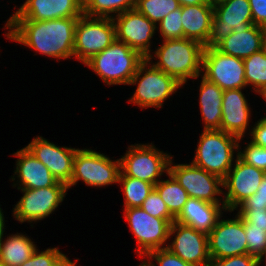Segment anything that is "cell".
<instances>
[{
	"label": "cell",
	"instance_id": "obj_1",
	"mask_svg": "<svg viewBox=\"0 0 266 266\" xmlns=\"http://www.w3.org/2000/svg\"><path fill=\"white\" fill-rule=\"evenodd\" d=\"M79 17L46 21L9 20L7 26L16 27L8 37L28 45L42 54L68 58L73 55L75 28Z\"/></svg>",
	"mask_w": 266,
	"mask_h": 266
},
{
	"label": "cell",
	"instance_id": "obj_2",
	"mask_svg": "<svg viewBox=\"0 0 266 266\" xmlns=\"http://www.w3.org/2000/svg\"><path fill=\"white\" fill-rule=\"evenodd\" d=\"M148 60L125 43L115 40L102 52L85 62L107 84H133Z\"/></svg>",
	"mask_w": 266,
	"mask_h": 266
},
{
	"label": "cell",
	"instance_id": "obj_3",
	"mask_svg": "<svg viewBox=\"0 0 266 266\" xmlns=\"http://www.w3.org/2000/svg\"><path fill=\"white\" fill-rule=\"evenodd\" d=\"M204 49L203 44L193 39L165 40V44L156 52L160 62L154 67L183 84L187 77L196 78L199 75Z\"/></svg>",
	"mask_w": 266,
	"mask_h": 266
},
{
	"label": "cell",
	"instance_id": "obj_4",
	"mask_svg": "<svg viewBox=\"0 0 266 266\" xmlns=\"http://www.w3.org/2000/svg\"><path fill=\"white\" fill-rule=\"evenodd\" d=\"M233 137L239 139L222 130H204L193 164L224 179L231 171L232 148L238 146Z\"/></svg>",
	"mask_w": 266,
	"mask_h": 266
},
{
	"label": "cell",
	"instance_id": "obj_5",
	"mask_svg": "<svg viewBox=\"0 0 266 266\" xmlns=\"http://www.w3.org/2000/svg\"><path fill=\"white\" fill-rule=\"evenodd\" d=\"M88 16H80L76 22L73 55L84 63L102 52L116 40L114 19L100 17L90 22Z\"/></svg>",
	"mask_w": 266,
	"mask_h": 266
},
{
	"label": "cell",
	"instance_id": "obj_6",
	"mask_svg": "<svg viewBox=\"0 0 266 266\" xmlns=\"http://www.w3.org/2000/svg\"><path fill=\"white\" fill-rule=\"evenodd\" d=\"M218 5L214 6L211 35L205 47H215L230 33L243 32L253 25L249 0H227Z\"/></svg>",
	"mask_w": 266,
	"mask_h": 266
},
{
	"label": "cell",
	"instance_id": "obj_7",
	"mask_svg": "<svg viewBox=\"0 0 266 266\" xmlns=\"http://www.w3.org/2000/svg\"><path fill=\"white\" fill-rule=\"evenodd\" d=\"M202 65L206 71L203 77L223 91L246 85L243 59L224 54L215 47H205Z\"/></svg>",
	"mask_w": 266,
	"mask_h": 266
},
{
	"label": "cell",
	"instance_id": "obj_8",
	"mask_svg": "<svg viewBox=\"0 0 266 266\" xmlns=\"http://www.w3.org/2000/svg\"><path fill=\"white\" fill-rule=\"evenodd\" d=\"M116 162L117 165L104 155L90 150H77L74 158L73 175L68 188L79 179H83L86 184L93 186L119 182L120 161Z\"/></svg>",
	"mask_w": 266,
	"mask_h": 266
},
{
	"label": "cell",
	"instance_id": "obj_9",
	"mask_svg": "<svg viewBox=\"0 0 266 266\" xmlns=\"http://www.w3.org/2000/svg\"><path fill=\"white\" fill-rule=\"evenodd\" d=\"M126 219L130 223L131 231L135 234L141 254H148L153 250L160 249L166 239H168L171 223L163 218H155L146 213L140 207L125 209Z\"/></svg>",
	"mask_w": 266,
	"mask_h": 266
},
{
	"label": "cell",
	"instance_id": "obj_10",
	"mask_svg": "<svg viewBox=\"0 0 266 266\" xmlns=\"http://www.w3.org/2000/svg\"><path fill=\"white\" fill-rule=\"evenodd\" d=\"M211 260L247 254L246 235L243 219L217 222L208 234Z\"/></svg>",
	"mask_w": 266,
	"mask_h": 266
},
{
	"label": "cell",
	"instance_id": "obj_11",
	"mask_svg": "<svg viewBox=\"0 0 266 266\" xmlns=\"http://www.w3.org/2000/svg\"><path fill=\"white\" fill-rule=\"evenodd\" d=\"M167 172L185 189L190 198L218 204L213 196L220 194L217 184L223 185L221 177L206 172L194 164L175 165L168 168Z\"/></svg>",
	"mask_w": 266,
	"mask_h": 266
},
{
	"label": "cell",
	"instance_id": "obj_12",
	"mask_svg": "<svg viewBox=\"0 0 266 266\" xmlns=\"http://www.w3.org/2000/svg\"><path fill=\"white\" fill-rule=\"evenodd\" d=\"M67 188V185L58 182L55 186L46 188L22 189L25 195L17 204L14 215L21 222L46 217L63 200Z\"/></svg>",
	"mask_w": 266,
	"mask_h": 266
},
{
	"label": "cell",
	"instance_id": "obj_13",
	"mask_svg": "<svg viewBox=\"0 0 266 266\" xmlns=\"http://www.w3.org/2000/svg\"><path fill=\"white\" fill-rule=\"evenodd\" d=\"M177 228L179 230L176 239L172 246L167 247V249L186 263L194 266H200V264L209 266L211 259L209 256L208 234L174 221L171 224L169 235L173 234Z\"/></svg>",
	"mask_w": 266,
	"mask_h": 266
},
{
	"label": "cell",
	"instance_id": "obj_14",
	"mask_svg": "<svg viewBox=\"0 0 266 266\" xmlns=\"http://www.w3.org/2000/svg\"><path fill=\"white\" fill-rule=\"evenodd\" d=\"M169 156L156 152L152 146H138L121 158L120 168L124 169V175L140 179L156 185L155 177L161 175L170 163Z\"/></svg>",
	"mask_w": 266,
	"mask_h": 266
},
{
	"label": "cell",
	"instance_id": "obj_15",
	"mask_svg": "<svg viewBox=\"0 0 266 266\" xmlns=\"http://www.w3.org/2000/svg\"><path fill=\"white\" fill-rule=\"evenodd\" d=\"M118 16V23L115 24L116 40L120 42L122 39L123 43L150 60L147 43L154 32V23L135 8L119 13Z\"/></svg>",
	"mask_w": 266,
	"mask_h": 266
},
{
	"label": "cell",
	"instance_id": "obj_16",
	"mask_svg": "<svg viewBox=\"0 0 266 266\" xmlns=\"http://www.w3.org/2000/svg\"><path fill=\"white\" fill-rule=\"evenodd\" d=\"M265 174L264 171L243 162L238 157L233 174L230 175L229 172L223 179L224 187L229 189L224 201L225 209L233 210L238 204L255 194Z\"/></svg>",
	"mask_w": 266,
	"mask_h": 266
},
{
	"label": "cell",
	"instance_id": "obj_17",
	"mask_svg": "<svg viewBox=\"0 0 266 266\" xmlns=\"http://www.w3.org/2000/svg\"><path fill=\"white\" fill-rule=\"evenodd\" d=\"M38 138L34 139L26 148L50 170L58 182L68 186L73 175L77 149H60L41 137Z\"/></svg>",
	"mask_w": 266,
	"mask_h": 266
},
{
	"label": "cell",
	"instance_id": "obj_18",
	"mask_svg": "<svg viewBox=\"0 0 266 266\" xmlns=\"http://www.w3.org/2000/svg\"><path fill=\"white\" fill-rule=\"evenodd\" d=\"M83 0H27L9 20L46 21L80 17Z\"/></svg>",
	"mask_w": 266,
	"mask_h": 266
},
{
	"label": "cell",
	"instance_id": "obj_19",
	"mask_svg": "<svg viewBox=\"0 0 266 266\" xmlns=\"http://www.w3.org/2000/svg\"><path fill=\"white\" fill-rule=\"evenodd\" d=\"M181 83L174 77L152 66L142 77L138 88L131 99L140 106H157L160 107L164 101Z\"/></svg>",
	"mask_w": 266,
	"mask_h": 266
},
{
	"label": "cell",
	"instance_id": "obj_20",
	"mask_svg": "<svg viewBox=\"0 0 266 266\" xmlns=\"http://www.w3.org/2000/svg\"><path fill=\"white\" fill-rule=\"evenodd\" d=\"M180 7L184 38L196 40L205 46L211 35L214 7L208 1Z\"/></svg>",
	"mask_w": 266,
	"mask_h": 266
},
{
	"label": "cell",
	"instance_id": "obj_21",
	"mask_svg": "<svg viewBox=\"0 0 266 266\" xmlns=\"http://www.w3.org/2000/svg\"><path fill=\"white\" fill-rule=\"evenodd\" d=\"M249 115L246 100L240 89L224 90L220 130L241 139Z\"/></svg>",
	"mask_w": 266,
	"mask_h": 266
},
{
	"label": "cell",
	"instance_id": "obj_22",
	"mask_svg": "<svg viewBox=\"0 0 266 266\" xmlns=\"http://www.w3.org/2000/svg\"><path fill=\"white\" fill-rule=\"evenodd\" d=\"M265 28L251 25L243 32H232L215 48L220 52L240 59H245L263 49Z\"/></svg>",
	"mask_w": 266,
	"mask_h": 266
},
{
	"label": "cell",
	"instance_id": "obj_23",
	"mask_svg": "<svg viewBox=\"0 0 266 266\" xmlns=\"http://www.w3.org/2000/svg\"><path fill=\"white\" fill-rule=\"evenodd\" d=\"M219 207V204L189 198L175 221L209 234L216 226Z\"/></svg>",
	"mask_w": 266,
	"mask_h": 266
},
{
	"label": "cell",
	"instance_id": "obj_24",
	"mask_svg": "<svg viewBox=\"0 0 266 266\" xmlns=\"http://www.w3.org/2000/svg\"><path fill=\"white\" fill-rule=\"evenodd\" d=\"M17 171L22 179L23 189H38L55 186L58 181L53 177L50 170L39 161L27 148L17 152Z\"/></svg>",
	"mask_w": 266,
	"mask_h": 266
},
{
	"label": "cell",
	"instance_id": "obj_25",
	"mask_svg": "<svg viewBox=\"0 0 266 266\" xmlns=\"http://www.w3.org/2000/svg\"><path fill=\"white\" fill-rule=\"evenodd\" d=\"M224 91L215 83L203 77L201 83V111L205 120V130H220Z\"/></svg>",
	"mask_w": 266,
	"mask_h": 266
},
{
	"label": "cell",
	"instance_id": "obj_26",
	"mask_svg": "<svg viewBox=\"0 0 266 266\" xmlns=\"http://www.w3.org/2000/svg\"><path fill=\"white\" fill-rule=\"evenodd\" d=\"M3 230L0 234V261L5 266H21L36 250L33 243L24 236L9 237L5 244L1 243Z\"/></svg>",
	"mask_w": 266,
	"mask_h": 266
},
{
	"label": "cell",
	"instance_id": "obj_27",
	"mask_svg": "<svg viewBox=\"0 0 266 266\" xmlns=\"http://www.w3.org/2000/svg\"><path fill=\"white\" fill-rule=\"evenodd\" d=\"M169 176L172 181L159 182L154 186V189L166 204L170 214L176 218L190 197L176 179L170 174Z\"/></svg>",
	"mask_w": 266,
	"mask_h": 266
},
{
	"label": "cell",
	"instance_id": "obj_28",
	"mask_svg": "<svg viewBox=\"0 0 266 266\" xmlns=\"http://www.w3.org/2000/svg\"><path fill=\"white\" fill-rule=\"evenodd\" d=\"M118 181L123 182L126 208L140 207L154 190V184L119 174Z\"/></svg>",
	"mask_w": 266,
	"mask_h": 266
},
{
	"label": "cell",
	"instance_id": "obj_29",
	"mask_svg": "<svg viewBox=\"0 0 266 266\" xmlns=\"http://www.w3.org/2000/svg\"><path fill=\"white\" fill-rule=\"evenodd\" d=\"M246 84L253 83L262 95L266 91V53L262 49L243 59Z\"/></svg>",
	"mask_w": 266,
	"mask_h": 266
},
{
	"label": "cell",
	"instance_id": "obj_30",
	"mask_svg": "<svg viewBox=\"0 0 266 266\" xmlns=\"http://www.w3.org/2000/svg\"><path fill=\"white\" fill-rule=\"evenodd\" d=\"M180 8L178 0H136L135 9L154 24Z\"/></svg>",
	"mask_w": 266,
	"mask_h": 266
},
{
	"label": "cell",
	"instance_id": "obj_31",
	"mask_svg": "<svg viewBox=\"0 0 266 266\" xmlns=\"http://www.w3.org/2000/svg\"><path fill=\"white\" fill-rule=\"evenodd\" d=\"M136 0H83V13L86 16L100 14L107 17L110 12H125L135 8ZM131 8V9H130Z\"/></svg>",
	"mask_w": 266,
	"mask_h": 266
},
{
	"label": "cell",
	"instance_id": "obj_32",
	"mask_svg": "<svg viewBox=\"0 0 266 266\" xmlns=\"http://www.w3.org/2000/svg\"><path fill=\"white\" fill-rule=\"evenodd\" d=\"M247 242V254L257 257L260 261L266 253V231L263 228L251 227L243 220Z\"/></svg>",
	"mask_w": 266,
	"mask_h": 266
},
{
	"label": "cell",
	"instance_id": "obj_33",
	"mask_svg": "<svg viewBox=\"0 0 266 266\" xmlns=\"http://www.w3.org/2000/svg\"><path fill=\"white\" fill-rule=\"evenodd\" d=\"M36 252L35 250L32 256L21 266H65L70 261L57 248L47 249L40 254Z\"/></svg>",
	"mask_w": 266,
	"mask_h": 266
},
{
	"label": "cell",
	"instance_id": "obj_34",
	"mask_svg": "<svg viewBox=\"0 0 266 266\" xmlns=\"http://www.w3.org/2000/svg\"><path fill=\"white\" fill-rule=\"evenodd\" d=\"M160 29L165 40L183 39L184 31L181 22V7L170 12L160 21Z\"/></svg>",
	"mask_w": 266,
	"mask_h": 266
},
{
	"label": "cell",
	"instance_id": "obj_35",
	"mask_svg": "<svg viewBox=\"0 0 266 266\" xmlns=\"http://www.w3.org/2000/svg\"><path fill=\"white\" fill-rule=\"evenodd\" d=\"M140 208L155 218L168 220L171 224L175 221V218L170 214L166 204L155 189L144 200Z\"/></svg>",
	"mask_w": 266,
	"mask_h": 266
},
{
	"label": "cell",
	"instance_id": "obj_36",
	"mask_svg": "<svg viewBox=\"0 0 266 266\" xmlns=\"http://www.w3.org/2000/svg\"><path fill=\"white\" fill-rule=\"evenodd\" d=\"M238 157L245 163L250 164L266 173V148L254 145L252 142L246 148L244 154Z\"/></svg>",
	"mask_w": 266,
	"mask_h": 266
},
{
	"label": "cell",
	"instance_id": "obj_37",
	"mask_svg": "<svg viewBox=\"0 0 266 266\" xmlns=\"http://www.w3.org/2000/svg\"><path fill=\"white\" fill-rule=\"evenodd\" d=\"M241 210H266V174L259 189L241 204Z\"/></svg>",
	"mask_w": 266,
	"mask_h": 266
},
{
	"label": "cell",
	"instance_id": "obj_38",
	"mask_svg": "<svg viewBox=\"0 0 266 266\" xmlns=\"http://www.w3.org/2000/svg\"><path fill=\"white\" fill-rule=\"evenodd\" d=\"M213 261H215L213 263ZM260 260L250 254L211 260L209 266H258Z\"/></svg>",
	"mask_w": 266,
	"mask_h": 266
},
{
	"label": "cell",
	"instance_id": "obj_39",
	"mask_svg": "<svg viewBox=\"0 0 266 266\" xmlns=\"http://www.w3.org/2000/svg\"><path fill=\"white\" fill-rule=\"evenodd\" d=\"M148 255L151 257L154 255L160 266H194L186 263L180 257L173 254L169 249H167V247L153 250L149 252Z\"/></svg>",
	"mask_w": 266,
	"mask_h": 266
},
{
	"label": "cell",
	"instance_id": "obj_40",
	"mask_svg": "<svg viewBox=\"0 0 266 266\" xmlns=\"http://www.w3.org/2000/svg\"><path fill=\"white\" fill-rule=\"evenodd\" d=\"M239 213L251 227L263 228L266 231V210H241Z\"/></svg>",
	"mask_w": 266,
	"mask_h": 266
},
{
	"label": "cell",
	"instance_id": "obj_41",
	"mask_svg": "<svg viewBox=\"0 0 266 266\" xmlns=\"http://www.w3.org/2000/svg\"><path fill=\"white\" fill-rule=\"evenodd\" d=\"M253 24L266 28V0H249Z\"/></svg>",
	"mask_w": 266,
	"mask_h": 266
},
{
	"label": "cell",
	"instance_id": "obj_42",
	"mask_svg": "<svg viewBox=\"0 0 266 266\" xmlns=\"http://www.w3.org/2000/svg\"><path fill=\"white\" fill-rule=\"evenodd\" d=\"M253 141L254 145L266 148V118L258 122L256 128L253 129Z\"/></svg>",
	"mask_w": 266,
	"mask_h": 266
},
{
	"label": "cell",
	"instance_id": "obj_43",
	"mask_svg": "<svg viewBox=\"0 0 266 266\" xmlns=\"http://www.w3.org/2000/svg\"><path fill=\"white\" fill-rule=\"evenodd\" d=\"M180 6L197 5L206 3L207 0H178Z\"/></svg>",
	"mask_w": 266,
	"mask_h": 266
},
{
	"label": "cell",
	"instance_id": "obj_44",
	"mask_svg": "<svg viewBox=\"0 0 266 266\" xmlns=\"http://www.w3.org/2000/svg\"><path fill=\"white\" fill-rule=\"evenodd\" d=\"M207 1L214 7L216 4L222 3L227 0H207Z\"/></svg>",
	"mask_w": 266,
	"mask_h": 266
},
{
	"label": "cell",
	"instance_id": "obj_45",
	"mask_svg": "<svg viewBox=\"0 0 266 266\" xmlns=\"http://www.w3.org/2000/svg\"><path fill=\"white\" fill-rule=\"evenodd\" d=\"M3 222H4L3 221V215H2V213L0 211V234H1L2 230H3V226H4Z\"/></svg>",
	"mask_w": 266,
	"mask_h": 266
},
{
	"label": "cell",
	"instance_id": "obj_46",
	"mask_svg": "<svg viewBox=\"0 0 266 266\" xmlns=\"http://www.w3.org/2000/svg\"><path fill=\"white\" fill-rule=\"evenodd\" d=\"M263 50L266 53V28H265V32H264V35H263Z\"/></svg>",
	"mask_w": 266,
	"mask_h": 266
},
{
	"label": "cell",
	"instance_id": "obj_47",
	"mask_svg": "<svg viewBox=\"0 0 266 266\" xmlns=\"http://www.w3.org/2000/svg\"><path fill=\"white\" fill-rule=\"evenodd\" d=\"M65 266H75V264L69 261Z\"/></svg>",
	"mask_w": 266,
	"mask_h": 266
},
{
	"label": "cell",
	"instance_id": "obj_48",
	"mask_svg": "<svg viewBox=\"0 0 266 266\" xmlns=\"http://www.w3.org/2000/svg\"><path fill=\"white\" fill-rule=\"evenodd\" d=\"M262 96H264V97H265V99H266V91L264 92V94H263Z\"/></svg>",
	"mask_w": 266,
	"mask_h": 266
}]
</instances>
